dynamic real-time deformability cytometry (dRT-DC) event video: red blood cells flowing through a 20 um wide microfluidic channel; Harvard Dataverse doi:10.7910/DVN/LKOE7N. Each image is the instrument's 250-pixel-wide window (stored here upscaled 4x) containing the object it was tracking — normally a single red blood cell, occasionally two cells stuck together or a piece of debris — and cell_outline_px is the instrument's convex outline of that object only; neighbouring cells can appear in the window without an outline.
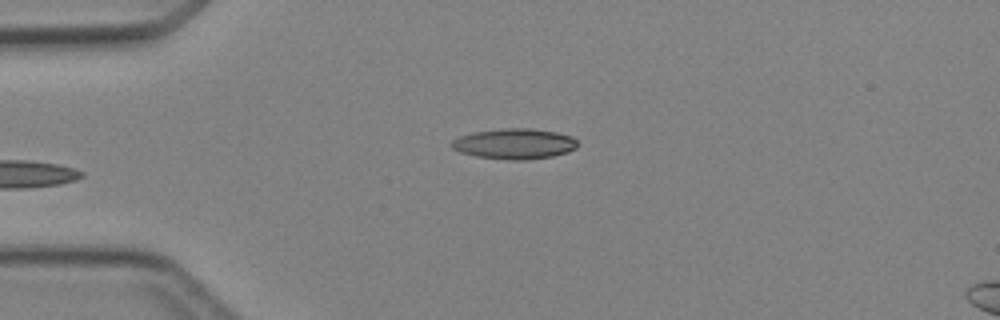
{"species": "Egyptian fruit bat (a non-hibernating species)", "species_latin": "Rousettus aegyptiacus", "temperature_condition": "cold", "stored_images_in_passage": 4, "camera_frame_rate_fps": 3000, "um_per_image_px": 0.085, "animal": {"sex": "female"}, "frame": {"image": 1, "passage_image": 1, "time_ms": 0.0, "image_size_px": [1000, 320], "cell_outline_px": [[576, 148], [568, 152], [552, 156], [528, 160], [512, 160], [476, 156], [460, 152], [452, 148], [448, 144], [452, 140], [460, 136], [472, 132], [500, 128], [532, 128], [556, 132], [572, 136], [576, 140]], "centroid_in_image_um": [43.7, 12.21], "position_along_channel_um": 41.3, "area_um2": 22.54}}
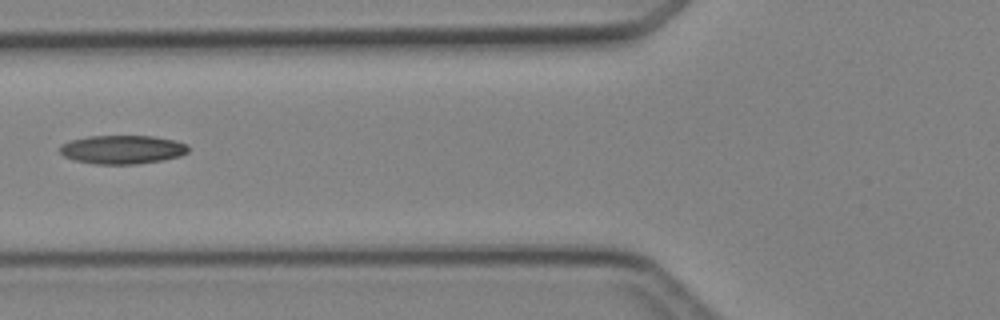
{"frame": {"image": 2, "passage_image": 3, "time_ms": 2.333, "image_size_px": [1000, 320], "cell_outline_px": [[188, 152], [180, 156], [160, 160], [136, 164], [96, 164], [72, 160], [64, 156], [60, 152], [60, 144], [68, 140], [88, 136], [152, 136], [176, 140], [188, 144]], "centroid_in_image_um": [10.37, 12.7], "position_along_channel_um": 115.4, "area_um2": 21.62}}
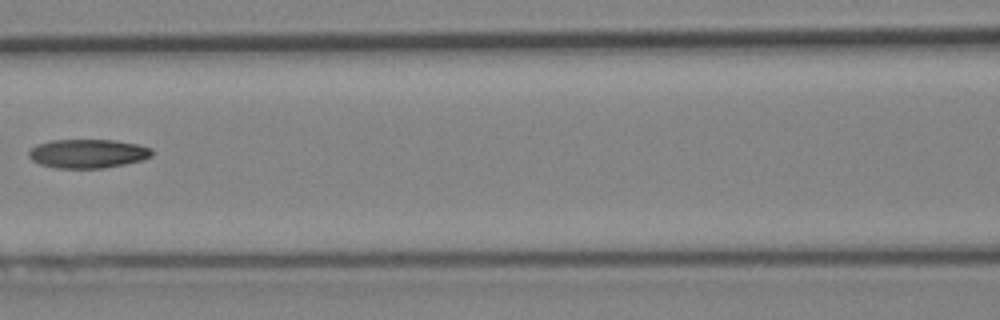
{"frame": {"image": 3, "passage_image": 4, "time_ms": 3.333, "image_size_px": [1000, 320], "cell_outline_px": [[152, 156], [140, 160], [124, 164], [104, 168], [56, 168], [40, 164], [32, 160], [28, 156], [28, 152], [36, 144], [52, 140], [116, 140], [140, 144], [152, 148]], "centroid_in_image_um": [7.46, 13.05], "position_along_channel_um": 159.1, "area_um2": 20.81}}